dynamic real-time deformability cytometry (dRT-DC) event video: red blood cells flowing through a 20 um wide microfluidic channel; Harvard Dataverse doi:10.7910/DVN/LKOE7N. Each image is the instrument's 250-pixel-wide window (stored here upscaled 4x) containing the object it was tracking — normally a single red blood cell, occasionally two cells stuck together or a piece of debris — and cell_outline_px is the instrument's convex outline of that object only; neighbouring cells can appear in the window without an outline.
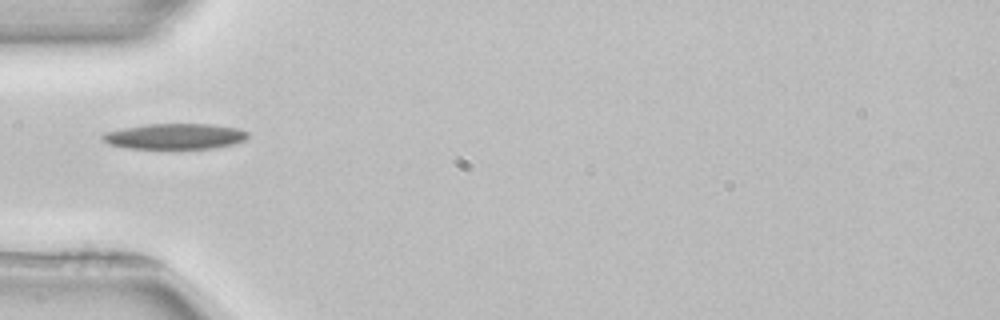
{"species": "common noctule bat (a hibernating species)", "species_latin": "Nyctalus noctula", "temperature_condition": "room temperature", "stored_images_in_passage": 33, "camera_frame_rate_fps": 3000, "um_per_image_px": 0.085, "animal": {"sex": "female", "body_mass_g": 22.7, "forearm_length_mm": 54.2}, "frame": {"image": 1, "passage_image": 1, "time_ms": 0.0, "image_size_px": [1000, 320], "cell_outline_px": [[248, 136], [244, 140], [232, 144], [212, 148], [128, 148], [108, 144], [100, 136], [104, 132], [124, 128], [148, 124], [208, 124], [236, 128], [248, 132]], "centroid_in_image_um": [14.84, 11.58], "position_along_channel_um": 70.2, "area_um2": 21.39}}
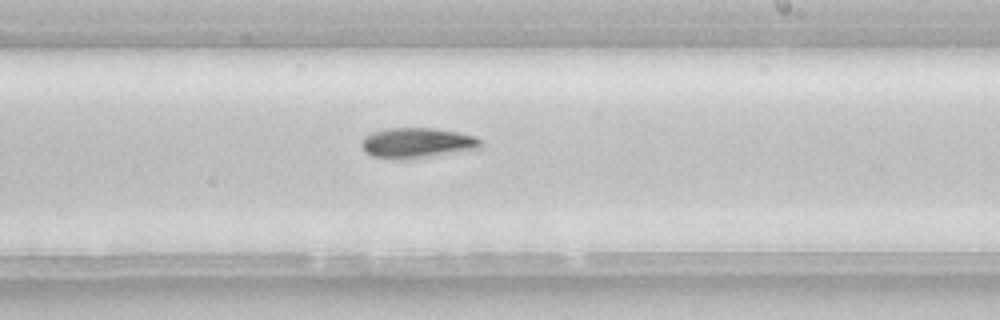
{"frame": {"image": 2, "passage_image": 15, "time_ms": 4.667, "image_size_px": [1000, 320], "cell_outline_px": [[480, 148], [428, 156], [372, 156], [364, 152], [360, 144], [360, 140], [364, 136], [372, 132], [388, 128], [432, 128], [456, 132], [476, 136], [480, 140]], "centroid_in_image_um": [35.42, 12.09], "position_along_channel_um": 253.6, "area_um2": 20.06}}